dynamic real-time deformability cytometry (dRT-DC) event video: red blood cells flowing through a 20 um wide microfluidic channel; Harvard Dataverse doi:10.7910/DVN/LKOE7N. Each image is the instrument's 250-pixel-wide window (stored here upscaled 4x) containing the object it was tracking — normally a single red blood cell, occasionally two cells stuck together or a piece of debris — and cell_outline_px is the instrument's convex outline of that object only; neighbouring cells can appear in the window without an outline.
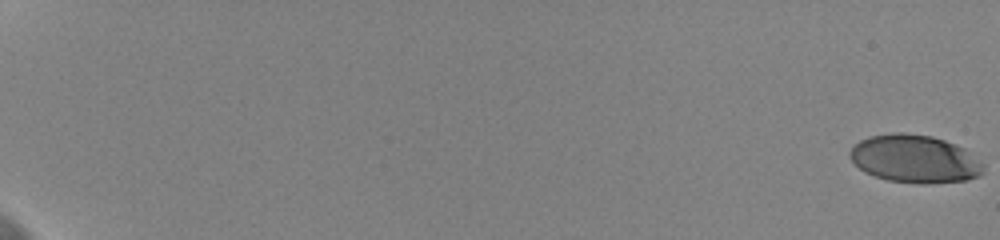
{"species": "human", "species_latin": "Homo sapiens", "temperature_condition": "cold", "stored_images_in_passage": 36, "camera_frame_rate_fps": 3000, "um_per_image_px": 0.085, "donor": {"sex": "female"}, "frame": {"image": 1, "passage_image": 1, "time_ms": 0.0, "image_size_px": [1000, 240], "cell_outline_px": [[984, 172], [980, 176], [964, 180], [924, 184], [920, 184], [888, 180], [864, 172], [848, 156], [848, 152], [860, 140], [868, 136], [892, 132], [904, 132], [932, 136], [956, 144], [964, 148], [984, 164]], "centroid_in_image_um": [77.75, 13.49], "position_along_channel_um": 7.2, "area_um2": 37.4}}
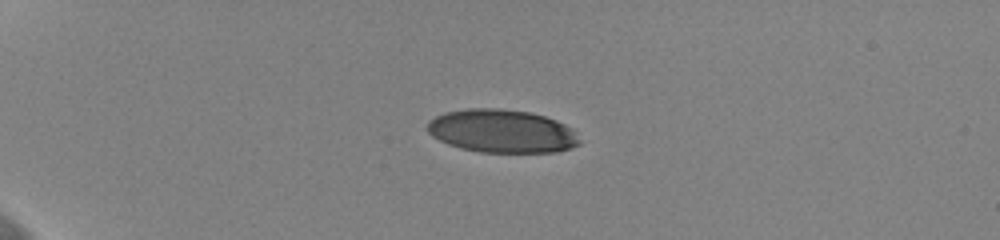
{"frame": {"image": 2, "passage_image": 17, "time_ms": 5.333, "image_size_px": [1000, 240], "cell_outline_px": [[580, 144], [572, 148], [556, 152], [480, 152], [460, 148], [448, 144], [432, 136], [428, 132], [428, 120], [444, 112], [468, 108], [500, 108], [532, 112], [556, 120], [572, 128], [576, 132], [580, 140]], "centroid_in_image_um": [42.68, 11.14], "position_along_channel_um": 42.3, "area_um2": 38.61}}
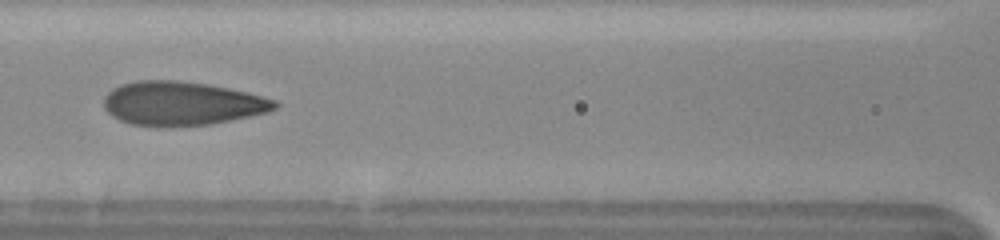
{"frame": {"image": 3, "passage_image": 29, "time_ms": 9.333, "image_size_px": [1000, 240], "cell_outline_px": [[280, 104], [276, 108], [268, 112], [208, 124], [160, 128], [128, 124], [112, 116], [104, 108], [104, 96], [112, 88], [120, 84], [136, 80], [176, 80], [208, 84], [248, 92], [276, 100]], "centroid_in_image_um": [15.41, 8.8], "position_along_channel_um": 151.2, "area_um2": 44.1}}